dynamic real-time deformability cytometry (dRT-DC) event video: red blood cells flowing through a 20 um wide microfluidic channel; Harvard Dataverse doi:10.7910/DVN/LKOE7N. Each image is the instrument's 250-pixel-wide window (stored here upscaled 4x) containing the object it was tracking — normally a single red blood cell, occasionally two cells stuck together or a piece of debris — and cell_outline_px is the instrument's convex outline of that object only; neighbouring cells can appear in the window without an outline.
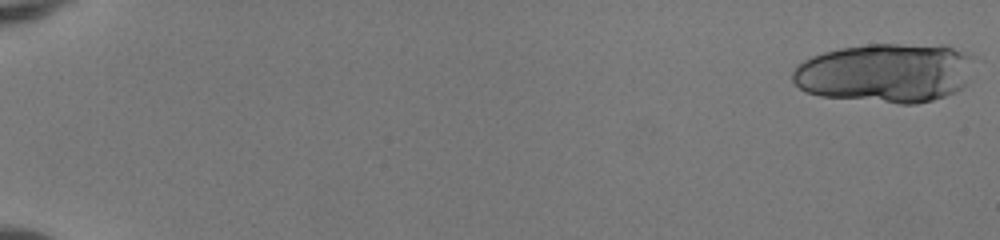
{"species": "human", "species_latin": "Homo sapiens", "temperature_condition": "room temperature", "stored_images_in_passage": 22, "camera_frame_rate_fps": 3000, "um_per_image_px": 0.085, "donor": {"sex": "female"}, "frame": {"image": 1, "passage_image": 1, "time_ms": 0.0, "image_size_px": [1000, 240], "cell_outline_px": [[976, 56], [964, 84], [956, 92], [932, 100], [916, 104], [900, 104], [820, 96], [804, 92], [792, 80], [792, 72], [804, 60], [812, 56], [824, 52], [840, 48], [868, 44], [944, 44], [968, 52]], "centroid_in_image_um": [75.29, 6.18], "position_along_channel_um": 9.7, "area_um2": 63.29}}